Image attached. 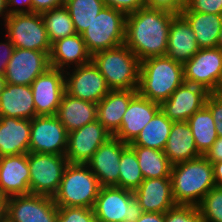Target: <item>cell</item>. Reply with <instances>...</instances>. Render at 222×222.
Wrapping results in <instances>:
<instances>
[{"label": "cell", "instance_id": "6da1fadb", "mask_svg": "<svg viewBox=\"0 0 222 222\" xmlns=\"http://www.w3.org/2000/svg\"><path fill=\"white\" fill-rule=\"evenodd\" d=\"M175 14L147 7L126 17L124 44L142 61L166 56L169 27Z\"/></svg>", "mask_w": 222, "mask_h": 222}, {"label": "cell", "instance_id": "7a4b0ae2", "mask_svg": "<svg viewBox=\"0 0 222 222\" xmlns=\"http://www.w3.org/2000/svg\"><path fill=\"white\" fill-rule=\"evenodd\" d=\"M170 178L177 205L198 206L216 186L212 163L205 156L172 165Z\"/></svg>", "mask_w": 222, "mask_h": 222}, {"label": "cell", "instance_id": "3957f363", "mask_svg": "<svg viewBox=\"0 0 222 222\" xmlns=\"http://www.w3.org/2000/svg\"><path fill=\"white\" fill-rule=\"evenodd\" d=\"M184 82L183 65L167 56L150 57L140 63L137 92L161 104Z\"/></svg>", "mask_w": 222, "mask_h": 222}, {"label": "cell", "instance_id": "277c9868", "mask_svg": "<svg viewBox=\"0 0 222 222\" xmlns=\"http://www.w3.org/2000/svg\"><path fill=\"white\" fill-rule=\"evenodd\" d=\"M92 61L111 90L138 89L141 61L125 44L94 53Z\"/></svg>", "mask_w": 222, "mask_h": 222}, {"label": "cell", "instance_id": "5b68a950", "mask_svg": "<svg viewBox=\"0 0 222 222\" xmlns=\"http://www.w3.org/2000/svg\"><path fill=\"white\" fill-rule=\"evenodd\" d=\"M100 188L87 164L68 163L52 198L57 206L93 208Z\"/></svg>", "mask_w": 222, "mask_h": 222}, {"label": "cell", "instance_id": "8992f818", "mask_svg": "<svg viewBox=\"0 0 222 222\" xmlns=\"http://www.w3.org/2000/svg\"><path fill=\"white\" fill-rule=\"evenodd\" d=\"M126 17L125 13L106 6L94 18L81 34L91 55L124 44Z\"/></svg>", "mask_w": 222, "mask_h": 222}, {"label": "cell", "instance_id": "52a82bcc", "mask_svg": "<svg viewBox=\"0 0 222 222\" xmlns=\"http://www.w3.org/2000/svg\"><path fill=\"white\" fill-rule=\"evenodd\" d=\"M93 209L98 222H135L143 214L133 191L117 186L101 187Z\"/></svg>", "mask_w": 222, "mask_h": 222}, {"label": "cell", "instance_id": "ba28073f", "mask_svg": "<svg viewBox=\"0 0 222 222\" xmlns=\"http://www.w3.org/2000/svg\"><path fill=\"white\" fill-rule=\"evenodd\" d=\"M6 38L15 48L51 51L45 24L40 13H22L8 16L5 23Z\"/></svg>", "mask_w": 222, "mask_h": 222}, {"label": "cell", "instance_id": "9c48e42d", "mask_svg": "<svg viewBox=\"0 0 222 222\" xmlns=\"http://www.w3.org/2000/svg\"><path fill=\"white\" fill-rule=\"evenodd\" d=\"M67 165L65 155L28 152L31 193L53 197Z\"/></svg>", "mask_w": 222, "mask_h": 222}, {"label": "cell", "instance_id": "30bf717a", "mask_svg": "<svg viewBox=\"0 0 222 222\" xmlns=\"http://www.w3.org/2000/svg\"><path fill=\"white\" fill-rule=\"evenodd\" d=\"M57 215L58 206L51 196L30 193L7 198L8 222H56Z\"/></svg>", "mask_w": 222, "mask_h": 222}, {"label": "cell", "instance_id": "8fae6325", "mask_svg": "<svg viewBox=\"0 0 222 222\" xmlns=\"http://www.w3.org/2000/svg\"><path fill=\"white\" fill-rule=\"evenodd\" d=\"M184 82L201 86L214 93L222 72V50L201 48L183 65Z\"/></svg>", "mask_w": 222, "mask_h": 222}, {"label": "cell", "instance_id": "7c38bea8", "mask_svg": "<svg viewBox=\"0 0 222 222\" xmlns=\"http://www.w3.org/2000/svg\"><path fill=\"white\" fill-rule=\"evenodd\" d=\"M68 132L56 115L31 120L29 152L66 155Z\"/></svg>", "mask_w": 222, "mask_h": 222}, {"label": "cell", "instance_id": "4fadbf2b", "mask_svg": "<svg viewBox=\"0 0 222 222\" xmlns=\"http://www.w3.org/2000/svg\"><path fill=\"white\" fill-rule=\"evenodd\" d=\"M64 77L65 92L88 102L97 104L111 90L93 61L74 67L72 73L65 70Z\"/></svg>", "mask_w": 222, "mask_h": 222}, {"label": "cell", "instance_id": "5bb4252c", "mask_svg": "<svg viewBox=\"0 0 222 222\" xmlns=\"http://www.w3.org/2000/svg\"><path fill=\"white\" fill-rule=\"evenodd\" d=\"M64 72V70L49 67L31 83L36 116L57 114L65 92Z\"/></svg>", "mask_w": 222, "mask_h": 222}, {"label": "cell", "instance_id": "9a60e30c", "mask_svg": "<svg viewBox=\"0 0 222 222\" xmlns=\"http://www.w3.org/2000/svg\"><path fill=\"white\" fill-rule=\"evenodd\" d=\"M50 52L15 48L6 67V83L31 85V83L49 67Z\"/></svg>", "mask_w": 222, "mask_h": 222}, {"label": "cell", "instance_id": "2e32d148", "mask_svg": "<svg viewBox=\"0 0 222 222\" xmlns=\"http://www.w3.org/2000/svg\"><path fill=\"white\" fill-rule=\"evenodd\" d=\"M110 137L112 134L98 120L69 132L65 155L68 163L87 164Z\"/></svg>", "mask_w": 222, "mask_h": 222}, {"label": "cell", "instance_id": "e0dca14e", "mask_svg": "<svg viewBox=\"0 0 222 222\" xmlns=\"http://www.w3.org/2000/svg\"><path fill=\"white\" fill-rule=\"evenodd\" d=\"M205 88L183 82L171 96L163 101L161 111L173 121H187L196 111L205 106L210 95Z\"/></svg>", "mask_w": 222, "mask_h": 222}, {"label": "cell", "instance_id": "ac0fdd59", "mask_svg": "<svg viewBox=\"0 0 222 222\" xmlns=\"http://www.w3.org/2000/svg\"><path fill=\"white\" fill-rule=\"evenodd\" d=\"M127 145L115 136H112L98 148L87 162L88 167L98 178L101 187H118L121 154Z\"/></svg>", "mask_w": 222, "mask_h": 222}, {"label": "cell", "instance_id": "d6986e66", "mask_svg": "<svg viewBox=\"0 0 222 222\" xmlns=\"http://www.w3.org/2000/svg\"><path fill=\"white\" fill-rule=\"evenodd\" d=\"M161 110L159 103L139 93L131 100L123 115L120 129L113 135L126 144L132 143L144 126Z\"/></svg>", "mask_w": 222, "mask_h": 222}, {"label": "cell", "instance_id": "ffe728a7", "mask_svg": "<svg viewBox=\"0 0 222 222\" xmlns=\"http://www.w3.org/2000/svg\"><path fill=\"white\" fill-rule=\"evenodd\" d=\"M28 153L0 157V194L11 196L30 194Z\"/></svg>", "mask_w": 222, "mask_h": 222}, {"label": "cell", "instance_id": "44dd1931", "mask_svg": "<svg viewBox=\"0 0 222 222\" xmlns=\"http://www.w3.org/2000/svg\"><path fill=\"white\" fill-rule=\"evenodd\" d=\"M133 194L143 212L165 213L177 205L173 197L171 178L144 179Z\"/></svg>", "mask_w": 222, "mask_h": 222}, {"label": "cell", "instance_id": "7402d4cb", "mask_svg": "<svg viewBox=\"0 0 222 222\" xmlns=\"http://www.w3.org/2000/svg\"><path fill=\"white\" fill-rule=\"evenodd\" d=\"M31 120L0 116V157L29 152Z\"/></svg>", "mask_w": 222, "mask_h": 222}, {"label": "cell", "instance_id": "603a6c76", "mask_svg": "<svg viewBox=\"0 0 222 222\" xmlns=\"http://www.w3.org/2000/svg\"><path fill=\"white\" fill-rule=\"evenodd\" d=\"M90 61H92V55L88 51L82 35L78 33L51 44L50 67L65 71V69L71 68L70 65L74 67L75 64L77 67Z\"/></svg>", "mask_w": 222, "mask_h": 222}, {"label": "cell", "instance_id": "cb8c5ba5", "mask_svg": "<svg viewBox=\"0 0 222 222\" xmlns=\"http://www.w3.org/2000/svg\"><path fill=\"white\" fill-rule=\"evenodd\" d=\"M199 49L190 24L181 14L175 15L169 27L166 56L184 65Z\"/></svg>", "mask_w": 222, "mask_h": 222}, {"label": "cell", "instance_id": "d4e9b609", "mask_svg": "<svg viewBox=\"0 0 222 222\" xmlns=\"http://www.w3.org/2000/svg\"><path fill=\"white\" fill-rule=\"evenodd\" d=\"M137 89L110 90L97 103V120L112 134L120 129L122 118L130 100L137 94Z\"/></svg>", "mask_w": 222, "mask_h": 222}, {"label": "cell", "instance_id": "484cf974", "mask_svg": "<svg viewBox=\"0 0 222 222\" xmlns=\"http://www.w3.org/2000/svg\"><path fill=\"white\" fill-rule=\"evenodd\" d=\"M0 116L32 120L36 109L31 85L6 83L0 95Z\"/></svg>", "mask_w": 222, "mask_h": 222}, {"label": "cell", "instance_id": "4316f807", "mask_svg": "<svg viewBox=\"0 0 222 222\" xmlns=\"http://www.w3.org/2000/svg\"><path fill=\"white\" fill-rule=\"evenodd\" d=\"M163 151L172 165L202 156L196 148L193 133L187 121L172 123Z\"/></svg>", "mask_w": 222, "mask_h": 222}, {"label": "cell", "instance_id": "83f0119b", "mask_svg": "<svg viewBox=\"0 0 222 222\" xmlns=\"http://www.w3.org/2000/svg\"><path fill=\"white\" fill-rule=\"evenodd\" d=\"M56 116L69 133L97 120V104L64 92Z\"/></svg>", "mask_w": 222, "mask_h": 222}, {"label": "cell", "instance_id": "f1b7e54d", "mask_svg": "<svg viewBox=\"0 0 222 222\" xmlns=\"http://www.w3.org/2000/svg\"><path fill=\"white\" fill-rule=\"evenodd\" d=\"M190 24L198 47L215 48L222 27V15L201 12H181Z\"/></svg>", "mask_w": 222, "mask_h": 222}, {"label": "cell", "instance_id": "f546056e", "mask_svg": "<svg viewBox=\"0 0 222 222\" xmlns=\"http://www.w3.org/2000/svg\"><path fill=\"white\" fill-rule=\"evenodd\" d=\"M173 121L160 110L142 129L130 146L149 147L163 151L169 137Z\"/></svg>", "mask_w": 222, "mask_h": 222}, {"label": "cell", "instance_id": "4dcf8cb0", "mask_svg": "<svg viewBox=\"0 0 222 222\" xmlns=\"http://www.w3.org/2000/svg\"><path fill=\"white\" fill-rule=\"evenodd\" d=\"M198 152L204 156L218 138L210 110L204 106L187 120Z\"/></svg>", "mask_w": 222, "mask_h": 222}, {"label": "cell", "instance_id": "1f68e13d", "mask_svg": "<svg viewBox=\"0 0 222 222\" xmlns=\"http://www.w3.org/2000/svg\"><path fill=\"white\" fill-rule=\"evenodd\" d=\"M131 147L137 155L144 179L170 178L172 164L167 159L164 151L142 146Z\"/></svg>", "mask_w": 222, "mask_h": 222}, {"label": "cell", "instance_id": "d6a6232c", "mask_svg": "<svg viewBox=\"0 0 222 222\" xmlns=\"http://www.w3.org/2000/svg\"><path fill=\"white\" fill-rule=\"evenodd\" d=\"M64 6L72 18L76 33L80 35L106 7L103 0H66Z\"/></svg>", "mask_w": 222, "mask_h": 222}, {"label": "cell", "instance_id": "836d02e7", "mask_svg": "<svg viewBox=\"0 0 222 222\" xmlns=\"http://www.w3.org/2000/svg\"><path fill=\"white\" fill-rule=\"evenodd\" d=\"M50 43L76 34L72 18L63 5L41 14Z\"/></svg>", "mask_w": 222, "mask_h": 222}, {"label": "cell", "instance_id": "e575fe53", "mask_svg": "<svg viewBox=\"0 0 222 222\" xmlns=\"http://www.w3.org/2000/svg\"><path fill=\"white\" fill-rule=\"evenodd\" d=\"M119 171L118 187L120 188L135 191L144 180L137 155L129 144L122 151Z\"/></svg>", "mask_w": 222, "mask_h": 222}, {"label": "cell", "instance_id": "d590c367", "mask_svg": "<svg viewBox=\"0 0 222 222\" xmlns=\"http://www.w3.org/2000/svg\"><path fill=\"white\" fill-rule=\"evenodd\" d=\"M197 207L203 222H222V187H213Z\"/></svg>", "mask_w": 222, "mask_h": 222}, {"label": "cell", "instance_id": "8d00e7d4", "mask_svg": "<svg viewBox=\"0 0 222 222\" xmlns=\"http://www.w3.org/2000/svg\"><path fill=\"white\" fill-rule=\"evenodd\" d=\"M56 222H98L93 208L58 206Z\"/></svg>", "mask_w": 222, "mask_h": 222}, {"label": "cell", "instance_id": "74e56055", "mask_svg": "<svg viewBox=\"0 0 222 222\" xmlns=\"http://www.w3.org/2000/svg\"><path fill=\"white\" fill-rule=\"evenodd\" d=\"M164 222H203L197 206L175 205L164 213Z\"/></svg>", "mask_w": 222, "mask_h": 222}, {"label": "cell", "instance_id": "f35d334b", "mask_svg": "<svg viewBox=\"0 0 222 222\" xmlns=\"http://www.w3.org/2000/svg\"><path fill=\"white\" fill-rule=\"evenodd\" d=\"M182 12H201L222 15V0H186Z\"/></svg>", "mask_w": 222, "mask_h": 222}, {"label": "cell", "instance_id": "ab89813d", "mask_svg": "<svg viewBox=\"0 0 222 222\" xmlns=\"http://www.w3.org/2000/svg\"><path fill=\"white\" fill-rule=\"evenodd\" d=\"M186 0H144V7L162 10L175 15L181 14Z\"/></svg>", "mask_w": 222, "mask_h": 222}, {"label": "cell", "instance_id": "60d3db41", "mask_svg": "<svg viewBox=\"0 0 222 222\" xmlns=\"http://www.w3.org/2000/svg\"><path fill=\"white\" fill-rule=\"evenodd\" d=\"M205 106L213 116L217 135L222 137V102L212 93L207 97Z\"/></svg>", "mask_w": 222, "mask_h": 222}, {"label": "cell", "instance_id": "b9f144b4", "mask_svg": "<svg viewBox=\"0 0 222 222\" xmlns=\"http://www.w3.org/2000/svg\"><path fill=\"white\" fill-rule=\"evenodd\" d=\"M105 6L119 10L126 15L144 7V0H103Z\"/></svg>", "mask_w": 222, "mask_h": 222}, {"label": "cell", "instance_id": "7bdbcfd3", "mask_svg": "<svg viewBox=\"0 0 222 222\" xmlns=\"http://www.w3.org/2000/svg\"><path fill=\"white\" fill-rule=\"evenodd\" d=\"M14 49L15 46L8 38L6 39V42H0V75H4Z\"/></svg>", "mask_w": 222, "mask_h": 222}, {"label": "cell", "instance_id": "ee69618b", "mask_svg": "<svg viewBox=\"0 0 222 222\" xmlns=\"http://www.w3.org/2000/svg\"><path fill=\"white\" fill-rule=\"evenodd\" d=\"M13 6L14 8H11ZM7 9L9 16L14 14L30 13L32 12V0H7Z\"/></svg>", "mask_w": 222, "mask_h": 222}, {"label": "cell", "instance_id": "f6af8a7d", "mask_svg": "<svg viewBox=\"0 0 222 222\" xmlns=\"http://www.w3.org/2000/svg\"><path fill=\"white\" fill-rule=\"evenodd\" d=\"M66 0H32V12L42 14L45 11L63 6Z\"/></svg>", "mask_w": 222, "mask_h": 222}, {"label": "cell", "instance_id": "bcb514c9", "mask_svg": "<svg viewBox=\"0 0 222 222\" xmlns=\"http://www.w3.org/2000/svg\"><path fill=\"white\" fill-rule=\"evenodd\" d=\"M211 163L222 161V137L216 139L211 148L204 155Z\"/></svg>", "mask_w": 222, "mask_h": 222}, {"label": "cell", "instance_id": "7dc6e473", "mask_svg": "<svg viewBox=\"0 0 222 222\" xmlns=\"http://www.w3.org/2000/svg\"><path fill=\"white\" fill-rule=\"evenodd\" d=\"M135 222H164V213L143 212Z\"/></svg>", "mask_w": 222, "mask_h": 222}, {"label": "cell", "instance_id": "c3c4849f", "mask_svg": "<svg viewBox=\"0 0 222 222\" xmlns=\"http://www.w3.org/2000/svg\"><path fill=\"white\" fill-rule=\"evenodd\" d=\"M214 180L217 187H222V161L212 163Z\"/></svg>", "mask_w": 222, "mask_h": 222}, {"label": "cell", "instance_id": "681fc988", "mask_svg": "<svg viewBox=\"0 0 222 222\" xmlns=\"http://www.w3.org/2000/svg\"><path fill=\"white\" fill-rule=\"evenodd\" d=\"M7 198L0 194V222L6 220Z\"/></svg>", "mask_w": 222, "mask_h": 222}, {"label": "cell", "instance_id": "f907efd6", "mask_svg": "<svg viewBox=\"0 0 222 222\" xmlns=\"http://www.w3.org/2000/svg\"><path fill=\"white\" fill-rule=\"evenodd\" d=\"M3 16L4 22L8 18L7 0H0V17Z\"/></svg>", "mask_w": 222, "mask_h": 222}, {"label": "cell", "instance_id": "816d5d0a", "mask_svg": "<svg viewBox=\"0 0 222 222\" xmlns=\"http://www.w3.org/2000/svg\"><path fill=\"white\" fill-rule=\"evenodd\" d=\"M6 86V80L4 75H0V95Z\"/></svg>", "mask_w": 222, "mask_h": 222}, {"label": "cell", "instance_id": "f5cc1de1", "mask_svg": "<svg viewBox=\"0 0 222 222\" xmlns=\"http://www.w3.org/2000/svg\"><path fill=\"white\" fill-rule=\"evenodd\" d=\"M213 94L222 102V88H217Z\"/></svg>", "mask_w": 222, "mask_h": 222}, {"label": "cell", "instance_id": "db71d44e", "mask_svg": "<svg viewBox=\"0 0 222 222\" xmlns=\"http://www.w3.org/2000/svg\"><path fill=\"white\" fill-rule=\"evenodd\" d=\"M217 48L222 50V27H221L219 38H218V41H217Z\"/></svg>", "mask_w": 222, "mask_h": 222}, {"label": "cell", "instance_id": "11a10c76", "mask_svg": "<svg viewBox=\"0 0 222 222\" xmlns=\"http://www.w3.org/2000/svg\"><path fill=\"white\" fill-rule=\"evenodd\" d=\"M218 88H222V72H221V76L218 82Z\"/></svg>", "mask_w": 222, "mask_h": 222}]
</instances>
